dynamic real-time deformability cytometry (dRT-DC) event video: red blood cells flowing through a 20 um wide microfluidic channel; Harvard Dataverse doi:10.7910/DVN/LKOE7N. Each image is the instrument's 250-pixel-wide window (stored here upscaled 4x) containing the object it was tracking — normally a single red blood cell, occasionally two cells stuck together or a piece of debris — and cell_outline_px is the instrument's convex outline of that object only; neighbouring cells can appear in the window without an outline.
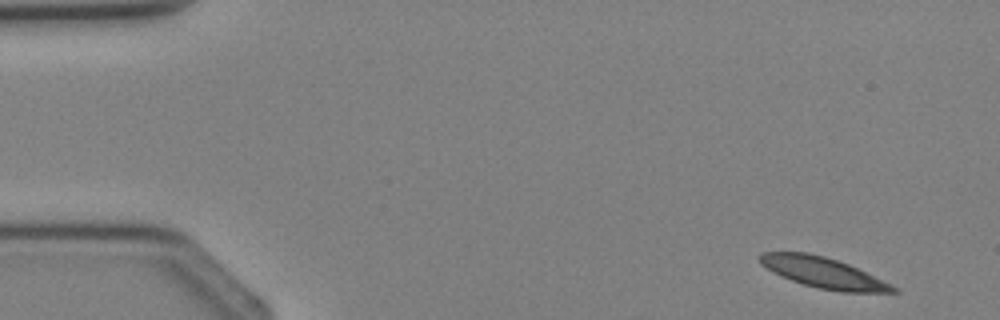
{"species": "Egyptian fruit bat (a non-hibernating species)", "species_latin": "Rousettus aegyptiacus", "temperature_condition": "cold", "stored_images_in_passage": 4, "segment_of_instrument_passage": [2, 2], "camera_frame_rate_fps": 3000, "um_per_image_px": 0.085, "animal": {"sex": "female"}, "frame": {"image": 1, "passage_image": 4, "time_ms": 3.667, "image_size_px": [1000, 320], "cell_outline_px": [[900, 292], [840, 292], [816, 288], [792, 280], [760, 264], [756, 256], [760, 252], [808, 252], [824, 256], [848, 264], [892, 284]], "centroid_in_image_um": [69.97, 23.17], "position_along_channel_um": 15.0, "area_um2": 23.58}}